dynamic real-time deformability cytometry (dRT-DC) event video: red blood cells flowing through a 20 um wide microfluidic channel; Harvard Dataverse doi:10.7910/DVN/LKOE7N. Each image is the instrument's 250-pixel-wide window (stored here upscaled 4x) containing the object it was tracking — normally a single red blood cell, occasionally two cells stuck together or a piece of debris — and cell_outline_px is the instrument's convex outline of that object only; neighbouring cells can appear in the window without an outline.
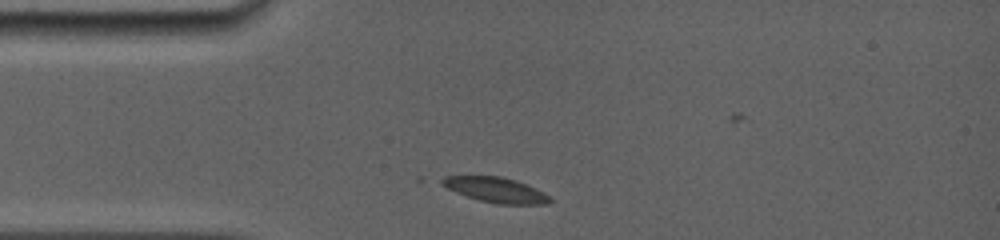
{"species": "common noctule bat (a hibernating species)", "species_latin": "Nyctalus noctula", "temperature_condition": "room temperature", "stored_images_in_passage": 34, "camera_frame_rate_fps": 5000, "um_per_image_px": 0.085, "animal": {"sex": "female", "body_mass_g": 19.0, "forearm_length_mm": 56.7}, "frame": {"image": 1, "passage_image": 1, "time_ms": 0.0, "image_size_px": [1000, 240], "cell_outline_px": [[552, 200], [548, 204], [496, 204], [480, 200], [456, 192], [440, 184], [436, 180], [444, 176], [500, 176], [516, 180], [536, 188], [552, 196]], "centroid_in_image_um": [42.15, 16.13], "position_along_channel_um": 42.9, "area_um2": 15.95}}
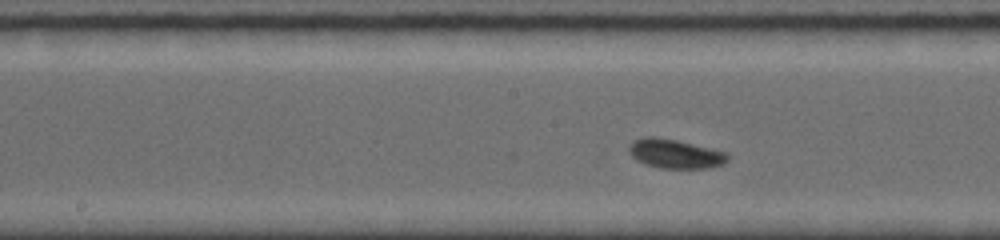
{"frame": {"image": 2, "passage_image": 15, "time_ms": 4.2, "image_size_px": [1000, 240], "cell_outline_px": [[728, 160], [724, 164], [712, 168], [660, 168], [644, 164], [636, 160], [628, 152], [628, 148], [636, 140], [644, 136], [656, 136], [676, 140], [728, 152]], "centroid_in_image_um": [57.41, 13.08], "position_along_channel_um": 190.8, "area_um2": 16.88}}
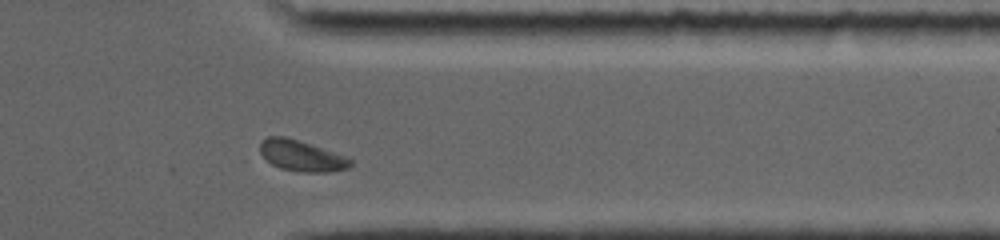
{"frame": {"image": 3, "passage_image": 29, "time_ms": 9.2, "image_size_px": [1000, 240], "cell_outline_px": [[352, 164], [348, 168], [328, 172], [296, 172], [280, 168], [272, 164], [260, 156], [260, 140], [268, 136], [284, 136], [344, 156], [352, 160]], "centroid_in_image_um": [25.55, 13.25], "position_along_channel_um": 385.8, "area_um2": 16.13}}